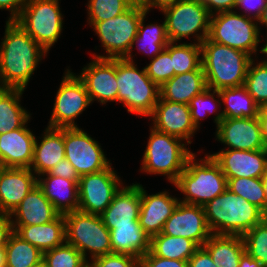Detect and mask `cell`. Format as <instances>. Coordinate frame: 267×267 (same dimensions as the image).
<instances>
[{
    "mask_svg": "<svg viewBox=\"0 0 267 267\" xmlns=\"http://www.w3.org/2000/svg\"><path fill=\"white\" fill-rule=\"evenodd\" d=\"M46 53L18 23L8 20L0 46V88L25 89Z\"/></svg>",
    "mask_w": 267,
    "mask_h": 267,
    "instance_id": "1",
    "label": "cell"
},
{
    "mask_svg": "<svg viewBox=\"0 0 267 267\" xmlns=\"http://www.w3.org/2000/svg\"><path fill=\"white\" fill-rule=\"evenodd\" d=\"M203 208L210 232L219 235L243 236L267 217L260 208L229 189Z\"/></svg>",
    "mask_w": 267,
    "mask_h": 267,
    "instance_id": "2",
    "label": "cell"
},
{
    "mask_svg": "<svg viewBox=\"0 0 267 267\" xmlns=\"http://www.w3.org/2000/svg\"><path fill=\"white\" fill-rule=\"evenodd\" d=\"M207 88L219 91L244 85L251 56L243 51L211 41L200 44Z\"/></svg>",
    "mask_w": 267,
    "mask_h": 267,
    "instance_id": "3",
    "label": "cell"
},
{
    "mask_svg": "<svg viewBox=\"0 0 267 267\" xmlns=\"http://www.w3.org/2000/svg\"><path fill=\"white\" fill-rule=\"evenodd\" d=\"M194 161L193 154L173 184L186 196L179 202L204 206L227 189V178L211 154Z\"/></svg>",
    "mask_w": 267,
    "mask_h": 267,
    "instance_id": "4",
    "label": "cell"
},
{
    "mask_svg": "<svg viewBox=\"0 0 267 267\" xmlns=\"http://www.w3.org/2000/svg\"><path fill=\"white\" fill-rule=\"evenodd\" d=\"M133 61L116 59L118 101L124 103L128 112L150 116L160 98V87L146 74L139 71Z\"/></svg>",
    "mask_w": 267,
    "mask_h": 267,
    "instance_id": "5",
    "label": "cell"
},
{
    "mask_svg": "<svg viewBox=\"0 0 267 267\" xmlns=\"http://www.w3.org/2000/svg\"><path fill=\"white\" fill-rule=\"evenodd\" d=\"M181 141V138L152 128L143 155L142 170L150 174L167 175L168 180L174 183L185 169L187 160L194 154Z\"/></svg>",
    "mask_w": 267,
    "mask_h": 267,
    "instance_id": "6",
    "label": "cell"
},
{
    "mask_svg": "<svg viewBox=\"0 0 267 267\" xmlns=\"http://www.w3.org/2000/svg\"><path fill=\"white\" fill-rule=\"evenodd\" d=\"M145 12L139 4H133L127 11L114 18L90 23L108 53L107 56L95 55L93 57L103 59L125 58L128 61H133L130 53Z\"/></svg>",
    "mask_w": 267,
    "mask_h": 267,
    "instance_id": "7",
    "label": "cell"
},
{
    "mask_svg": "<svg viewBox=\"0 0 267 267\" xmlns=\"http://www.w3.org/2000/svg\"><path fill=\"white\" fill-rule=\"evenodd\" d=\"M66 243L74 246L86 259V251L91 259L112 253L110 230L104 225L100 215L76 210L64 214Z\"/></svg>",
    "mask_w": 267,
    "mask_h": 267,
    "instance_id": "8",
    "label": "cell"
},
{
    "mask_svg": "<svg viewBox=\"0 0 267 267\" xmlns=\"http://www.w3.org/2000/svg\"><path fill=\"white\" fill-rule=\"evenodd\" d=\"M215 14L210 19L208 38L211 41L243 51L250 56L256 53L261 40L258 25L253 22L252 15H240L233 10Z\"/></svg>",
    "mask_w": 267,
    "mask_h": 267,
    "instance_id": "9",
    "label": "cell"
},
{
    "mask_svg": "<svg viewBox=\"0 0 267 267\" xmlns=\"http://www.w3.org/2000/svg\"><path fill=\"white\" fill-rule=\"evenodd\" d=\"M59 0H31L15 20L45 51L62 31Z\"/></svg>",
    "mask_w": 267,
    "mask_h": 267,
    "instance_id": "10",
    "label": "cell"
},
{
    "mask_svg": "<svg viewBox=\"0 0 267 267\" xmlns=\"http://www.w3.org/2000/svg\"><path fill=\"white\" fill-rule=\"evenodd\" d=\"M165 14L166 33L170 42L195 34L198 44L208 36L211 14L200 0H179L161 10Z\"/></svg>",
    "mask_w": 267,
    "mask_h": 267,
    "instance_id": "11",
    "label": "cell"
},
{
    "mask_svg": "<svg viewBox=\"0 0 267 267\" xmlns=\"http://www.w3.org/2000/svg\"><path fill=\"white\" fill-rule=\"evenodd\" d=\"M65 158L78 176L106 169L110 164L97 141L79 127L63 128Z\"/></svg>",
    "mask_w": 267,
    "mask_h": 267,
    "instance_id": "12",
    "label": "cell"
},
{
    "mask_svg": "<svg viewBox=\"0 0 267 267\" xmlns=\"http://www.w3.org/2000/svg\"><path fill=\"white\" fill-rule=\"evenodd\" d=\"M91 103L82 80L69 70L65 73L56 94L50 128L77 127L74 119Z\"/></svg>",
    "mask_w": 267,
    "mask_h": 267,
    "instance_id": "13",
    "label": "cell"
},
{
    "mask_svg": "<svg viewBox=\"0 0 267 267\" xmlns=\"http://www.w3.org/2000/svg\"><path fill=\"white\" fill-rule=\"evenodd\" d=\"M120 182L110 165L99 172L80 176L78 210L100 215L109 206L115 193L120 189Z\"/></svg>",
    "mask_w": 267,
    "mask_h": 267,
    "instance_id": "14",
    "label": "cell"
},
{
    "mask_svg": "<svg viewBox=\"0 0 267 267\" xmlns=\"http://www.w3.org/2000/svg\"><path fill=\"white\" fill-rule=\"evenodd\" d=\"M162 233L184 237L194 241L199 247L211 236L203 206L179 202L172 215L165 222Z\"/></svg>",
    "mask_w": 267,
    "mask_h": 267,
    "instance_id": "15",
    "label": "cell"
},
{
    "mask_svg": "<svg viewBox=\"0 0 267 267\" xmlns=\"http://www.w3.org/2000/svg\"><path fill=\"white\" fill-rule=\"evenodd\" d=\"M94 59L78 76L84 83L91 102L95 99L102 104L118 101L116 59Z\"/></svg>",
    "mask_w": 267,
    "mask_h": 267,
    "instance_id": "16",
    "label": "cell"
},
{
    "mask_svg": "<svg viewBox=\"0 0 267 267\" xmlns=\"http://www.w3.org/2000/svg\"><path fill=\"white\" fill-rule=\"evenodd\" d=\"M216 137L232 150L255 151L267 149L260 123L255 118H223L217 125Z\"/></svg>",
    "mask_w": 267,
    "mask_h": 267,
    "instance_id": "17",
    "label": "cell"
},
{
    "mask_svg": "<svg viewBox=\"0 0 267 267\" xmlns=\"http://www.w3.org/2000/svg\"><path fill=\"white\" fill-rule=\"evenodd\" d=\"M226 178H261L267 169V149L221 150L211 155Z\"/></svg>",
    "mask_w": 267,
    "mask_h": 267,
    "instance_id": "18",
    "label": "cell"
},
{
    "mask_svg": "<svg viewBox=\"0 0 267 267\" xmlns=\"http://www.w3.org/2000/svg\"><path fill=\"white\" fill-rule=\"evenodd\" d=\"M153 128L159 132L187 140L194 134L196 127L191 120L190 108L187 104L171 102L159 98L153 113Z\"/></svg>",
    "mask_w": 267,
    "mask_h": 267,
    "instance_id": "19",
    "label": "cell"
},
{
    "mask_svg": "<svg viewBox=\"0 0 267 267\" xmlns=\"http://www.w3.org/2000/svg\"><path fill=\"white\" fill-rule=\"evenodd\" d=\"M141 207L139 224L150 236L162 232L165 222L172 215L179 201L177 198L168 195V192L147 195L140 185Z\"/></svg>",
    "mask_w": 267,
    "mask_h": 267,
    "instance_id": "20",
    "label": "cell"
},
{
    "mask_svg": "<svg viewBox=\"0 0 267 267\" xmlns=\"http://www.w3.org/2000/svg\"><path fill=\"white\" fill-rule=\"evenodd\" d=\"M140 207V184L137 183L119 189L100 216L104 225L111 230L114 226L139 223Z\"/></svg>",
    "mask_w": 267,
    "mask_h": 267,
    "instance_id": "21",
    "label": "cell"
},
{
    "mask_svg": "<svg viewBox=\"0 0 267 267\" xmlns=\"http://www.w3.org/2000/svg\"><path fill=\"white\" fill-rule=\"evenodd\" d=\"M35 139L25 125L0 134V160L6 168H30Z\"/></svg>",
    "mask_w": 267,
    "mask_h": 267,
    "instance_id": "22",
    "label": "cell"
},
{
    "mask_svg": "<svg viewBox=\"0 0 267 267\" xmlns=\"http://www.w3.org/2000/svg\"><path fill=\"white\" fill-rule=\"evenodd\" d=\"M30 168H6L0 176V212L11 214L37 185Z\"/></svg>",
    "mask_w": 267,
    "mask_h": 267,
    "instance_id": "23",
    "label": "cell"
},
{
    "mask_svg": "<svg viewBox=\"0 0 267 267\" xmlns=\"http://www.w3.org/2000/svg\"><path fill=\"white\" fill-rule=\"evenodd\" d=\"M13 215L16 216V221L11 220L13 225H37L55 220L60 213L36 185L13 210L10 217Z\"/></svg>",
    "mask_w": 267,
    "mask_h": 267,
    "instance_id": "24",
    "label": "cell"
},
{
    "mask_svg": "<svg viewBox=\"0 0 267 267\" xmlns=\"http://www.w3.org/2000/svg\"><path fill=\"white\" fill-rule=\"evenodd\" d=\"M47 178L37 179V185L41 188L44 196L53 204L60 214H66L78 210L79 194L78 183L59 176H53L49 172Z\"/></svg>",
    "mask_w": 267,
    "mask_h": 267,
    "instance_id": "25",
    "label": "cell"
},
{
    "mask_svg": "<svg viewBox=\"0 0 267 267\" xmlns=\"http://www.w3.org/2000/svg\"><path fill=\"white\" fill-rule=\"evenodd\" d=\"M14 231L30 244L45 252L66 242L64 214L37 225H13Z\"/></svg>",
    "mask_w": 267,
    "mask_h": 267,
    "instance_id": "26",
    "label": "cell"
},
{
    "mask_svg": "<svg viewBox=\"0 0 267 267\" xmlns=\"http://www.w3.org/2000/svg\"><path fill=\"white\" fill-rule=\"evenodd\" d=\"M207 88L206 78L201 66L198 70L173 76L160 87V97L171 102L189 104Z\"/></svg>",
    "mask_w": 267,
    "mask_h": 267,
    "instance_id": "27",
    "label": "cell"
},
{
    "mask_svg": "<svg viewBox=\"0 0 267 267\" xmlns=\"http://www.w3.org/2000/svg\"><path fill=\"white\" fill-rule=\"evenodd\" d=\"M63 159H65L63 128L47 127L40 144L35 139L30 169L40 176L48 173L57 162Z\"/></svg>",
    "mask_w": 267,
    "mask_h": 267,
    "instance_id": "28",
    "label": "cell"
},
{
    "mask_svg": "<svg viewBox=\"0 0 267 267\" xmlns=\"http://www.w3.org/2000/svg\"><path fill=\"white\" fill-rule=\"evenodd\" d=\"M151 237L139 223L114 226L110 230L112 253L127 254L140 259L150 250Z\"/></svg>",
    "mask_w": 267,
    "mask_h": 267,
    "instance_id": "29",
    "label": "cell"
},
{
    "mask_svg": "<svg viewBox=\"0 0 267 267\" xmlns=\"http://www.w3.org/2000/svg\"><path fill=\"white\" fill-rule=\"evenodd\" d=\"M216 94L226 104L224 110L218 113L214 119L217 125L223 118L258 117L259 106L244 86L224 88L216 91Z\"/></svg>",
    "mask_w": 267,
    "mask_h": 267,
    "instance_id": "30",
    "label": "cell"
},
{
    "mask_svg": "<svg viewBox=\"0 0 267 267\" xmlns=\"http://www.w3.org/2000/svg\"><path fill=\"white\" fill-rule=\"evenodd\" d=\"M203 247L218 267H238L245 251L242 236L211 234Z\"/></svg>",
    "mask_w": 267,
    "mask_h": 267,
    "instance_id": "31",
    "label": "cell"
},
{
    "mask_svg": "<svg viewBox=\"0 0 267 267\" xmlns=\"http://www.w3.org/2000/svg\"><path fill=\"white\" fill-rule=\"evenodd\" d=\"M23 91L20 88H0V134L19 129L30 119V114L19 103Z\"/></svg>",
    "mask_w": 267,
    "mask_h": 267,
    "instance_id": "32",
    "label": "cell"
},
{
    "mask_svg": "<svg viewBox=\"0 0 267 267\" xmlns=\"http://www.w3.org/2000/svg\"><path fill=\"white\" fill-rule=\"evenodd\" d=\"M199 246L184 237L165 235L162 232L151 237L150 251L162 258L188 261Z\"/></svg>",
    "mask_w": 267,
    "mask_h": 267,
    "instance_id": "33",
    "label": "cell"
},
{
    "mask_svg": "<svg viewBox=\"0 0 267 267\" xmlns=\"http://www.w3.org/2000/svg\"><path fill=\"white\" fill-rule=\"evenodd\" d=\"M4 248L6 267H32L43 259V252L15 231Z\"/></svg>",
    "mask_w": 267,
    "mask_h": 267,
    "instance_id": "34",
    "label": "cell"
},
{
    "mask_svg": "<svg viewBox=\"0 0 267 267\" xmlns=\"http://www.w3.org/2000/svg\"><path fill=\"white\" fill-rule=\"evenodd\" d=\"M147 12L143 14V17L140 21L137 35L133 41L138 43L142 41V51L147 52L148 54H153V58L160 54L163 49L167 47V44L170 42L166 33V22L164 21L162 25L149 24L146 27L143 22ZM140 47V45H139Z\"/></svg>",
    "mask_w": 267,
    "mask_h": 267,
    "instance_id": "35",
    "label": "cell"
},
{
    "mask_svg": "<svg viewBox=\"0 0 267 267\" xmlns=\"http://www.w3.org/2000/svg\"><path fill=\"white\" fill-rule=\"evenodd\" d=\"M227 189L257 206L267 215V199L261 178H227Z\"/></svg>",
    "mask_w": 267,
    "mask_h": 267,
    "instance_id": "36",
    "label": "cell"
},
{
    "mask_svg": "<svg viewBox=\"0 0 267 267\" xmlns=\"http://www.w3.org/2000/svg\"><path fill=\"white\" fill-rule=\"evenodd\" d=\"M201 45L177 44L170 42V57L174 68V76L198 70L202 66Z\"/></svg>",
    "mask_w": 267,
    "mask_h": 267,
    "instance_id": "37",
    "label": "cell"
},
{
    "mask_svg": "<svg viewBox=\"0 0 267 267\" xmlns=\"http://www.w3.org/2000/svg\"><path fill=\"white\" fill-rule=\"evenodd\" d=\"M252 59L247 76L244 81V87L258 106L267 104V60L252 66Z\"/></svg>",
    "mask_w": 267,
    "mask_h": 267,
    "instance_id": "38",
    "label": "cell"
},
{
    "mask_svg": "<svg viewBox=\"0 0 267 267\" xmlns=\"http://www.w3.org/2000/svg\"><path fill=\"white\" fill-rule=\"evenodd\" d=\"M242 239L245 251L264 267H267V217L246 232Z\"/></svg>",
    "mask_w": 267,
    "mask_h": 267,
    "instance_id": "39",
    "label": "cell"
},
{
    "mask_svg": "<svg viewBox=\"0 0 267 267\" xmlns=\"http://www.w3.org/2000/svg\"><path fill=\"white\" fill-rule=\"evenodd\" d=\"M43 260L48 267H82L87 262L74 246L66 242L43 252Z\"/></svg>",
    "mask_w": 267,
    "mask_h": 267,
    "instance_id": "40",
    "label": "cell"
},
{
    "mask_svg": "<svg viewBox=\"0 0 267 267\" xmlns=\"http://www.w3.org/2000/svg\"><path fill=\"white\" fill-rule=\"evenodd\" d=\"M133 4L130 0H89V23L114 18L127 11Z\"/></svg>",
    "mask_w": 267,
    "mask_h": 267,
    "instance_id": "41",
    "label": "cell"
},
{
    "mask_svg": "<svg viewBox=\"0 0 267 267\" xmlns=\"http://www.w3.org/2000/svg\"><path fill=\"white\" fill-rule=\"evenodd\" d=\"M145 70L149 78L159 87L174 76V68L170 57V42L160 54L152 58Z\"/></svg>",
    "mask_w": 267,
    "mask_h": 267,
    "instance_id": "42",
    "label": "cell"
},
{
    "mask_svg": "<svg viewBox=\"0 0 267 267\" xmlns=\"http://www.w3.org/2000/svg\"><path fill=\"white\" fill-rule=\"evenodd\" d=\"M211 89L206 88L202 93L196 95L188 104L190 108V114H191V120L193 122V125L198 128L200 119H203L202 115L203 113H212L216 110V105L211 106V103L213 101V104H215L214 96L216 93V90L213 89V93H210ZM211 100V101H210ZM209 105V106H208ZM214 107V108H212Z\"/></svg>",
    "mask_w": 267,
    "mask_h": 267,
    "instance_id": "43",
    "label": "cell"
},
{
    "mask_svg": "<svg viewBox=\"0 0 267 267\" xmlns=\"http://www.w3.org/2000/svg\"><path fill=\"white\" fill-rule=\"evenodd\" d=\"M94 267H139V259L119 253L98 256L91 261Z\"/></svg>",
    "mask_w": 267,
    "mask_h": 267,
    "instance_id": "44",
    "label": "cell"
},
{
    "mask_svg": "<svg viewBox=\"0 0 267 267\" xmlns=\"http://www.w3.org/2000/svg\"><path fill=\"white\" fill-rule=\"evenodd\" d=\"M139 267H188V261L158 257L149 250L139 259Z\"/></svg>",
    "mask_w": 267,
    "mask_h": 267,
    "instance_id": "45",
    "label": "cell"
},
{
    "mask_svg": "<svg viewBox=\"0 0 267 267\" xmlns=\"http://www.w3.org/2000/svg\"><path fill=\"white\" fill-rule=\"evenodd\" d=\"M49 173L53 176L74 180L75 182H79L80 178L75 171L74 166L66 158L57 162Z\"/></svg>",
    "mask_w": 267,
    "mask_h": 267,
    "instance_id": "46",
    "label": "cell"
},
{
    "mask_svg": "<svg viewBox=\"0 0 267 267\" xmlns=\"http://www.w3.org/2000/svg\"><path fill=\"white\" fill-rule=\"evenodd\" d=\"M188 267H218L213 261L209 252L200 246L188 260Z\"/></svg>",
    "mask_w": 267,
    "mask_h": 267,
    "instance_id": "47",
    "label": "cell"
},
{
    "mask_svg": "<svg viewBox=\"0 0 267 267\" xmlns=\"http://www.w3.org/2000/svg\"><path fill=\"white\" fill-rule=\"evenodd\" d=\"M211 15L220 12L232 11L235 8L237 0H200ZM214 12H213V10Z\"/></svg>",
    "mask_w": 267,
    "mask_h": 267,
    "instance_id": "48",
    "label": "cell"
},
{
    "mask_svg": "<svg viewBox=\"0 0 267 267\" xmlns=\"http://www.w3.org/2000/svg\"><path fill=\"white\" fill-rule=\"evenodd\" d=\"M31 0H0V9L10 10L9 21H15Z\"/></svg>",
    "mask_w": 267,
    "mask_h": 267,
    "instance_id": "49",
    "label": "cell"
},
{
    "mask_svg": "<svg viewBox=\"0 0 267 267\" xmlns=\"http://www.w3.org/2000/svg\"><path fill=\"white\" fill-rule=\"evenodd\" d=\"M14 232L9 214L0 212V248L5 247Z\"/></svg>",
    "mask_w": 267,
    "mask_h": 267,
    "instance_id": "50",
    "label": "cell"
},
{
    "mask_svg": "<svg viewBox=\"0 0 267 267\" xmlns=\"http://www.w3.org/2000/svg\"><path fill=\"white\" fill-rule=\"evenodd\" d=\"M266 2L267 0H237L235 7L245 8L246 12L256 8V12L252 14V18L254 21H257L265 7Z\"/></svg>",
    "mask_w": 267,
    "mask_h": 267,
    "instance_id": "51",
    "label": "cell"
},
{
    "mask_svg": "<svg viewBox=\"0 0 267 267\" xmlns=\"http://www.w3.org/2000/svg\"><path fill=\"white\" fill-rule=\"evenodd\" d=\"M179 0H141L138 4L148 12L150 8L157 7L160 9H164L167 6L173 5Z\"/></svg>",
    "mask_w": 267,
    "mask_h": 267,
    "instance_id": "52",
    "label": "cell"
},
{
    "mask_svg": "<svg viewBox=\"0 0 267 267\" xmlns=\"http://www.w3.org/2000/svg\"><path fill=\"white\" fill-rule=\"evenodd\" d=\"M258 120L260 123L261 133L263 141L267 148V104L259 106L258 108Z\"/></svg>",
    "mask_w": 267,
    "mask_h": 267,
    "instance_id": "53",
    "label": "cell"
},
{
    "mask_svg": "<svg viewBox=\"0 0 267 267\" xmlns=\"http://www.w3.org/2000/svg\"><path fill=\"white\" fill-rule=\"evenodd\" d=\"M238 267H264L258 260L253 259L246 251L241 255Z\"/></svg>",
    "mask_w": 267,
    "mask_h": 267,
    "instance_id": "54",
    "label": "cell"
},
{
    "mask_svg": "<svg viewBox=\"0 0 267 267\" xmlns=\"http://www.w3.org/2000/svg\"><path fill=\"white\" fill-rule=\"evenodd\" d=\"M257 21L261 24H265L267 27V2H266L265 7L262 10V13H261V15Z\"/></svg>",
    "mask_w": 267,
    "mask_h": 267,
    "instance_id": "55",
    "label": "cell"
},
{
    "mask_svg": "<svg viewBox=\"0 0 267 267\" xmlns=\"http://www.w3.org/2000/svg\"><path fill=\"white\" fill-rule=\"evenodd\" d=\"M0 267H6L5 265V248H0Z\"/></svg>",
    "mask_w": 267,
    "mask_h": 267,
    "instance_id": "56",
    "label": "cell"
},
{
    "mask_svg": "<svg viewBox=\"0 0 267 267\" xmlns=\"http://www.w3.org/2000/svg\"><path fill=\"white\" fill-rule=\"evenodd\" d=\"M261 179H262V182H263V189H264V192H265V195H266V199H267V169L264 172V174L262 175Z\"/></svg>",
    "mask_w": 267,
    "mask_h": 267,
    "instance_id": "57",
    "label": "cell"
},
{
    "mask_svg": "<svg viewBox=\"0 0 267 267\" xmlns=\"http://www.w3.org/2000/svg\"><path fill=\"white\" fill-rule=\"evenodd\" d=\"M32 267H48L47 264L45 263V261L42 259L41 261H39L37 264H35Z\"/></svg>",
    "mask_w": 267,
    "mask_h": 267,
    "instance_id": "58",
    "label": "cell"
},
{
    "mask_svg": "<svg viewBox=\"0 0 267 267\" xmlns=\"http://www.w3.org/2000/svg\"><path fill=\"white\" fill-rule=\"evenodd\" d=\"M6 169L5 164L0 160V176L3 173V171Z\"/></svg>",
    "mask_w": 267,
    "mask_h": 267,
    "instance_id": "59",
    "label": "cell"
},
{
    "mask_svg": "<svg viewBox=\"0 0 267 267\" xmlns=\"http://www.w3.org/2000/svg\"><path fill=\"white\" fill-rule=\"evenodd\" d=\"M259 51H261L262 53H264V54H267V43L264 45V47L261 49V50H259Z\"/></svg>",
    "mask_w": 267,
    "mask_h": 267,
    "instance_id": "60",
    "label": "cell"
},
{
    "mask_svg": "<svg viewBox=\"0 0 267 267\" xmlns=\"http://www.w3.org/2000/svg\"><path fill=\"white\" fill-rule=\"evenodd\" d=\"M82 267H94V266L92 265V263H89L87 261Z\"/></svg>",
    "mask_w": 267,
    "mask_h": 267,
    "instance_id": "61",
    "label": "cell"
},
{
    "mask_svg": "<svg viewBox=\"0 0 267 267\" xmlns=\"http://www.w3.org/2000/svg\"><path fill=\"white\" fill-rule=\"evenodd\" d=\"M131 2H133L134 4H138L141 0H130Z\"/></svg>",
    "mask_w": 267,
    "mask_h": 267,
    "instance_id": "62",
    "label": "cell"
}]
</instances>
